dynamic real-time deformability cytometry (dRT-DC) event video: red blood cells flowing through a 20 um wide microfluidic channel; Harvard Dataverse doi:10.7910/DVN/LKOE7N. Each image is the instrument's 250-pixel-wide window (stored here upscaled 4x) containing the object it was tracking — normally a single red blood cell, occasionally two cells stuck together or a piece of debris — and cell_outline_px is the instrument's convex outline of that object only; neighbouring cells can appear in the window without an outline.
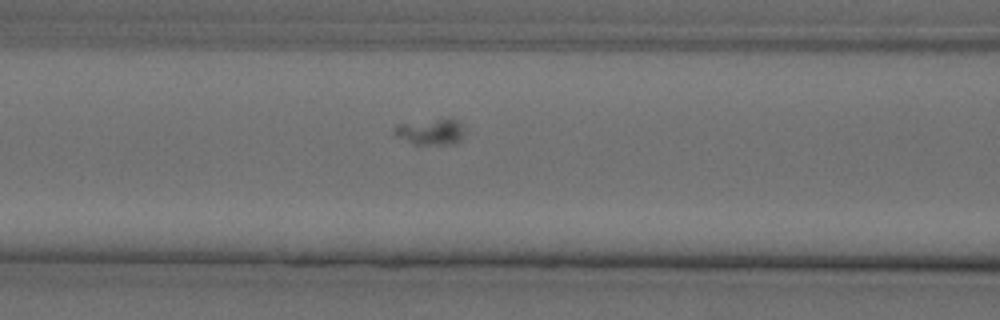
{"species": "Egyptian fruit bat (a non-hibernating species)", "species_latin": "Rousettus aegyptiacus", "temperature_condition": "cold", "stored_images_in_passage": 56, "camera_frame_rate_fps": 3000, "um_per_image_px": 0.085, "animal": {"sex": "female"}, "frame": {"image": 1, "passage_image": 23, "time_ms": 7.333, "image_size_px": [1000, 320], "cell_outline_px": [[464, 132], [460, 140], [456, 144], [412, 144], [396, 136], [392, 132], [396, 124], [436, 120], [456, 120], [460, 124]], "centroid_in_image_um": [36.56, 11.23], "position_along_channel_um": 130.0, "area_um2": 10.35}}
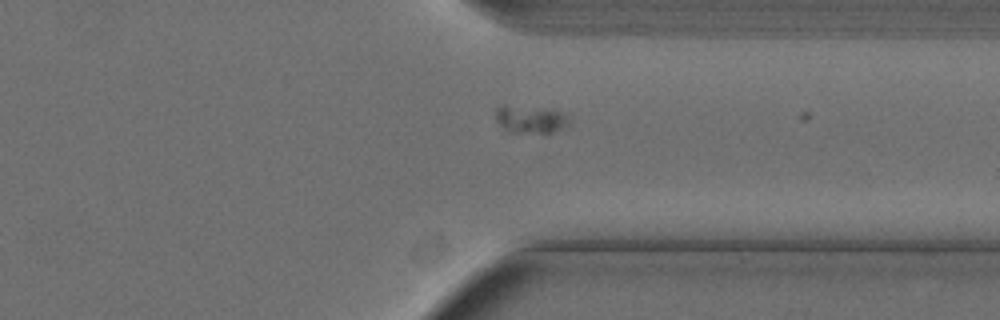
{"frame": {"image": 2, "passage_image": 43, "time_ms": 14.0, "image_size_px": [1000, 320], "cell_outline_px": [[568, 120], [564, 124], [552, 132], [508, 132], [496, 120], [496, 108], [504, 104], [544, 108], [560, 112], [568, 116]], "centroid_in_image_um": [44.99, 10.1], "position_along_channel_um": 366.4, "area_um2": 11.44}}
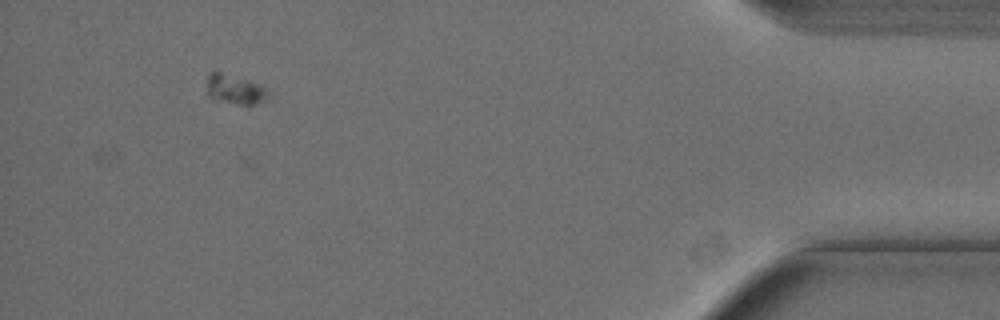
{"frame": {"image": 3, "passage_image": 52, "time_ms": 17.0, "image_size_px": [1000, 320], "cell_outline_px": [[268, 96], [264, 100], [248, 108], [216, 100], [208, 96], [208, 76], [212, 72], [220, 72], [260, 84], [268, 92]], "centroid_in_image_um": [19.99, 7.66], "position_along_channel_um": 415.2, "area_um2": 10.64}}